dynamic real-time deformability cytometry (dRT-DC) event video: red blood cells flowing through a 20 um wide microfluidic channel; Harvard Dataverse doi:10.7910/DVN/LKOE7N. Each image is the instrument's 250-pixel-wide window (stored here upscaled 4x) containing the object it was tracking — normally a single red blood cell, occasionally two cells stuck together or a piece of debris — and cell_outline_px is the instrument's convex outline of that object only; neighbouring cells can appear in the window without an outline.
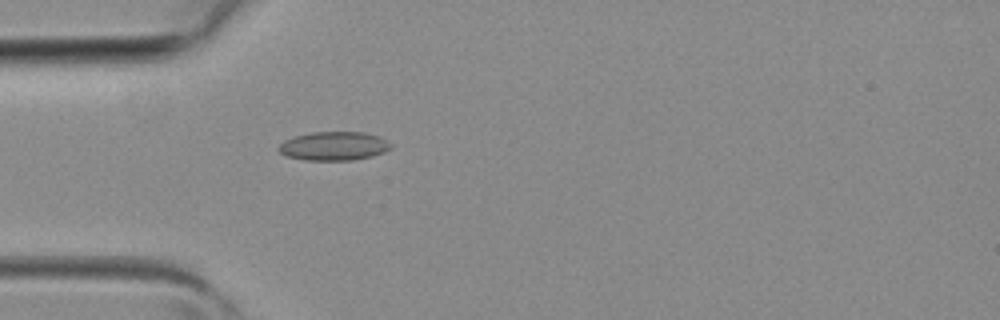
{"species": "common noctule bat (a hibernating species)", "species_latin": "Nyctalus noctula", "temperature_condition": "room temperature", "stored_images_in_passage": 1, "camera_frame_rate_fps": 3000, "um_per_image_px": 0.085, "animal": {"sex": "female", "body_mass_g": 19.3, "forearm_length_mm": 54.1}, "frame": {"image": 1, "passage_image": 1, "time_ms": 0.0, "image_size_px": [1000, 320], "cell_outline_px": [[392, 148], [384, 152], [372, 156], [352, 160], [304, 160], [288, 156], [280, 152], [276, 148], [284, 140], [292, 136], [312, 132], [364, 132], [380, 136], [392, 144]], "centroid_in_image_um": [28.38, 12.4], "position_along_channel_um": 56.6, "area_um2": 18.96}}